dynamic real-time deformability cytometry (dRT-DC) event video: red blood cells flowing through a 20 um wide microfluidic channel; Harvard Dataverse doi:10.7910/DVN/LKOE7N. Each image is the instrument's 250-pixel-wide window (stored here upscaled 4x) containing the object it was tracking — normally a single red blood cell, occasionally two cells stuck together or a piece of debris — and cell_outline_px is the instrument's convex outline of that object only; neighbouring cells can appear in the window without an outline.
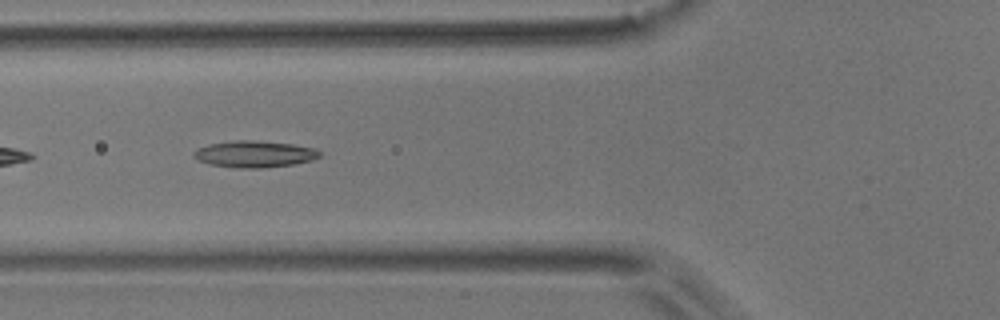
{"species": "common noctule bat (a hibernating species)", "species_latin": "Nyctalus noctula", "temperature_condition": "room temperature", "stored_images_in_passage": 14, "camera_frame_rate_fps": 3000, "um_per_image_px": 0.085, "animal": {"sex": "male", "body_mass_g": 17.9}, "frame": {"image": 1, "passage_image": 5, "time_ms": 1.333, "image_size_px": [1000, 320], "cell_outline_px": [[320, 156], [312, 160], [292, 164], [260, 168], [240, 168], [208, 164], [196, 160], [192, 156], [192, 152], [196, 148], [208, 144], [232, 140], [252, 140], [292, 144], [316, 148], [320, 152]], "centroid_in_image_um": [21.56, 13.09], "position_along_channel_um": 104.2, "area_um2": 19.65}}
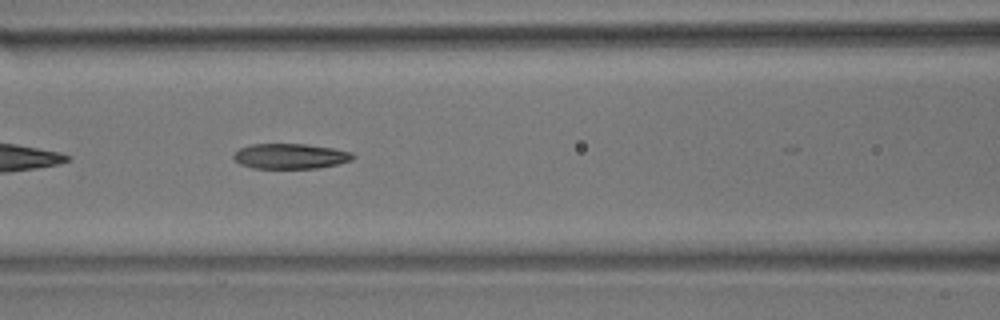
{"frame": {"image": 2, "passage_image": 8, "time_ms": 2.333, "image_size_px": [1000, 320], "cell_outline_px": [[356, 156], [352, 160], [336, 164], [316, 168], [252, 168], [240, 164], [232, 156], [240, 148], [252, 144], [304, 144], [332, 148], [352, 152]], "centroid_in_image_um": [24.68, 13.27], "position_along_channel_um": 141.9, "area_um2": 17.4}}
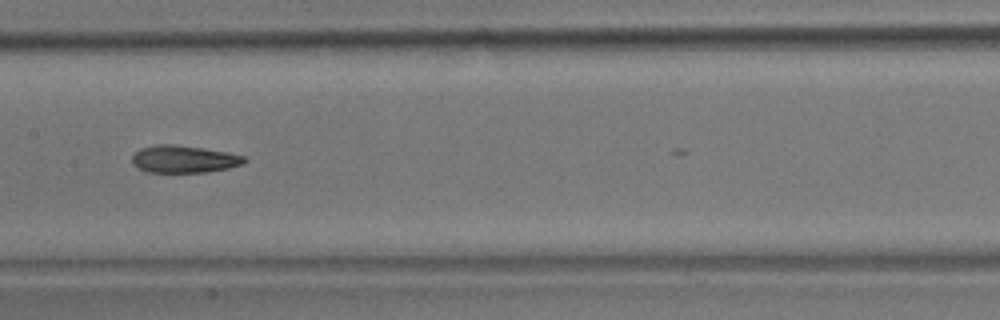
{"frame": {"image": 3, "passage_image": 12, "time_ms": 3.667, "image_size_px": [1000, 320], "cell_outline_px": [[248, 160], [244, 164], [228, 168], [208, 172], [148, 172], [136, 168], [132, 164], [132, 156], [140, 148], [156, 144], [172, 144], [228, 152], [244, 156]], "centroid_in_image_um": [15.62, 13.53], "position_along_channel_um": 191.8, "area_um2": 17.98}}